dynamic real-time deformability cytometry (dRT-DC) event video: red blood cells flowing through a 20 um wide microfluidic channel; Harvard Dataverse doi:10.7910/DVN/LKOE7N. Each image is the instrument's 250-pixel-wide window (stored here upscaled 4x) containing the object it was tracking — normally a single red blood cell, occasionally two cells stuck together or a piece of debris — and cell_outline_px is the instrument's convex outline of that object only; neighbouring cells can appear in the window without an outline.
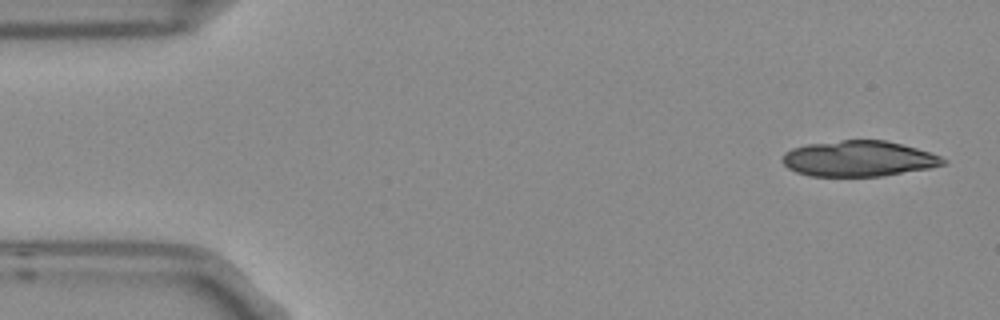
{"species": "Egyptian fruit bat (a non-hibernating species)", "species_latin": "Rousettus aegyptiacus", "temperature_condition": "room temperature", "stored_images_in_passage": 6, "camera_frame_rate_fps": 3000, "um_per_image_px": 0.085, "frame": {"image": 1, "passage_image": 1, "time_ms": 0.0, "image_size_px": [1000, 320], "cell_outline_px": [[948, 164], [928, 168], [884, 176], [808, 176], [796, 172], [788, 168], [780, 160], [784, 152], [792, 148], [808, 144], [840, 140], [884, 140], [916, 148], [940, 156], [948, 160]], "centroid_in_image_um": [72.96, 13.49], "position_along_channel_um": 12.0, "area_um2": 33.52}}
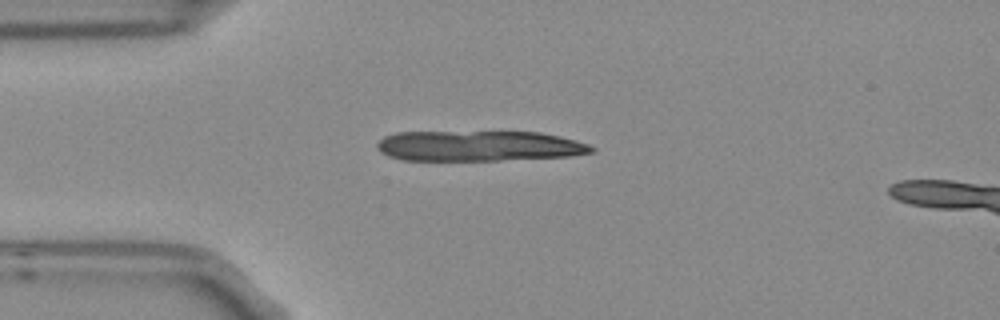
{"frame": {"image": 2, "passage_image": 4, "time_ms": 1.0, "image_size_px": [1000, 320], "cell_outline_px": [[596, 152], [572, 156], [500, 160], [404, 160], [388, 156], [380, 152], [376, 148], [376, 144], [384, 136], [396, 132], [540, 132], [560, 136], [576, 140], [588, 144], [596, 148]], "centroid_in_image_um": [40.73, 12.4], "position_along_channel_um": 44.3, "area_um2": 38.26}}